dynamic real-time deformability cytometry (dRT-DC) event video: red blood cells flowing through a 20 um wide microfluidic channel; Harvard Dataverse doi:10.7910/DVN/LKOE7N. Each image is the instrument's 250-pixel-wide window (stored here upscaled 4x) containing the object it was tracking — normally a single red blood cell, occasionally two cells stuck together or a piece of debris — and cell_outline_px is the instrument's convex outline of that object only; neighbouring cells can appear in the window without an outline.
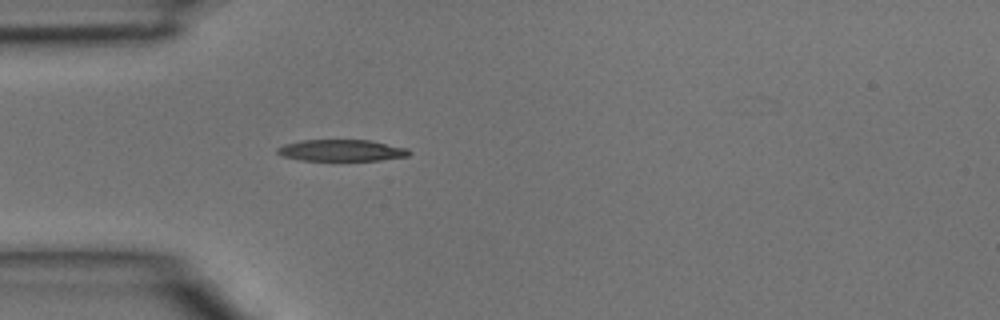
{"species": "common noctule bat (a hibernating species)", "species_latin": "Nyctalus noctula", "temperature_condition": "room temperature", "stored_images_in_passage": 1, "camera_frame_rate_fps": 3000, "um_per_image_px": 0.085, "animal": {"sex": "male", "body_mass_g": 15.6}, "frame": {"image": 1, "passage_image": 1, "time_ms": 0.0, "image_size_px": [1000, 320], "cell_outline_px": [[412, 152], [408, 156], [380, 160], [300, 160], [280, 156], [276, 152], [276, 148], [284, 144], [300, 140], [372, 140], [408, 148]], "centroid_in_image_um": [29.02, 12.78], "position_along_channel_um": 56.0, "area_um2": 16.7}}